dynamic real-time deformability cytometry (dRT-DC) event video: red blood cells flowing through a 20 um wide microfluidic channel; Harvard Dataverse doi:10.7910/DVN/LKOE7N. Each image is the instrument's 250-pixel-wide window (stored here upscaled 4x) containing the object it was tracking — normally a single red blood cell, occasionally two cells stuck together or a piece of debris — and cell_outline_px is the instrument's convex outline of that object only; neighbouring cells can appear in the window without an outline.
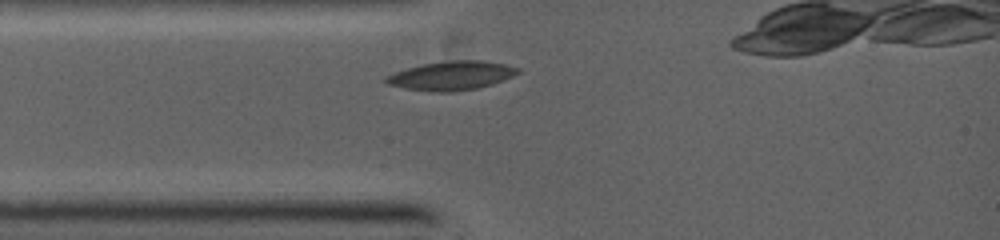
{"species": "common noctule bat (a hibernating species)", "species_latin": "Nyctalus noctula", "temperature_condition": "warm", "stored_images_in_passage": 53, "camera_frame_rate_fps": 5000, "um_per_image_px": 0.085, "animal": {"sex": "female", "body_mass_g": 19.0, "forearm_length_mm": 53.3}, "frame": {"image": 1, "passage_image": 1, "time_ms": 0.0, "image_size_px": [1000, 240], "cell_outline_px": [[520, 72], [504, 80], [492, 84], [476, 88], [452, 92], [436, 92], [404, 88], [388, 84], [384, 80], [384, 76], [408, 68], [424, 64], [452, 60], [484, 60], [504, 64], [520, 68]], "centroid_in_image_um": [38.39, 6.43], "position_along_channel_um": 46.6, "area_um2": 22.08}}
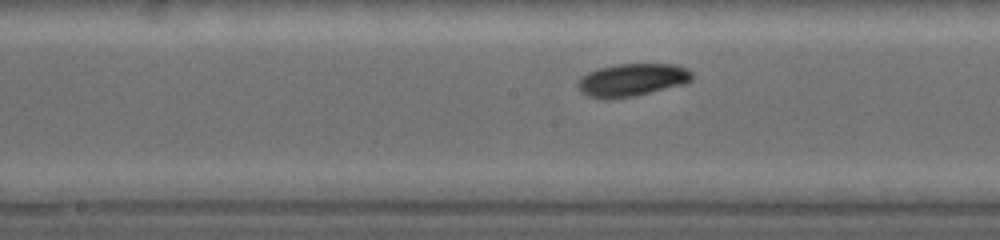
{"frame": {"image": 2, "passage_image": 19, "time_ms": 3.2, "image_size_px": [1000, 240], "cell_outline_px": [[692, 80], [688, 84], [636, 96], [608, 100], [588, 96], [580, 92], [576, 84], [580, 76], [596, 68], [616, 64], [676, 64], [688, 68], [692, 72]], "centroid_in_image_um": [53.73, 6.8], "position_along_channel_um": 194.5, "area_um2": 22.48}}
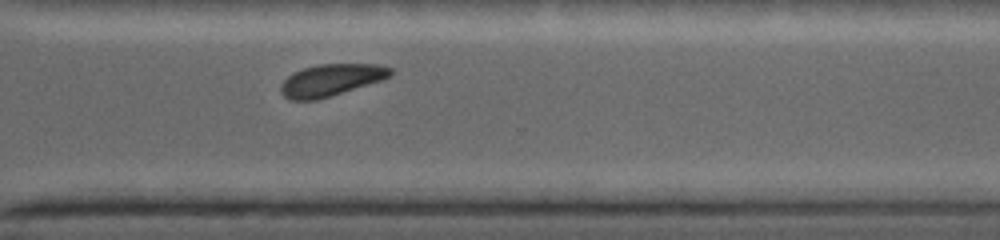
{"frame": {"image": 3, "passage_image": 37, "time_ms": 6.4, "image_size_px": [1000, 240], "cell_outline_px": [[392, 76], [380, 80], [316, 100], [288, 100], [280, 92], [280, 88], [284, 80], [288, 76], [304, 68], [320, 64], [376, 64], [392, 68]], "centroid_in_image_um": [28.12, 6.8], "position_along_channel_um": 342.5, "area_um2": 20.0}}